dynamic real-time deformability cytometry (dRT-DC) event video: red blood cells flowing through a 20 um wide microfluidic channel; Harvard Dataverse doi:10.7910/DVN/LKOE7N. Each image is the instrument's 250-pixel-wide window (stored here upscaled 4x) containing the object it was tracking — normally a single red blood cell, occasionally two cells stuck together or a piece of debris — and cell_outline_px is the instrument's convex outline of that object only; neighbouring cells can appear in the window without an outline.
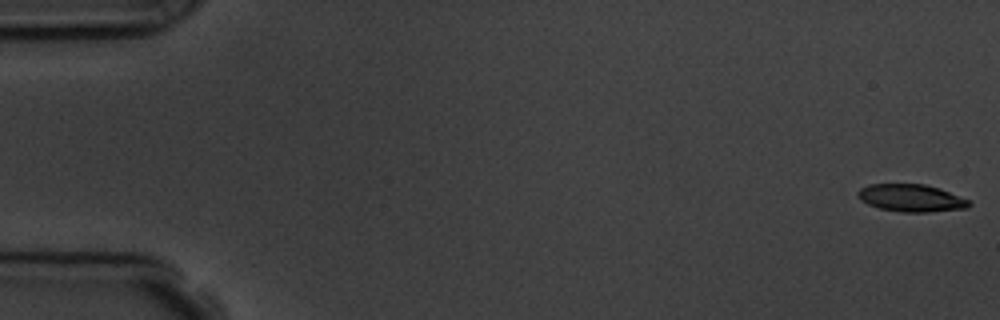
{"species": "common noctule bat (a hibernating species)", "species_latin": "Nyctalus noctula", "temperature_condition": "room temperature", "stored_images_in_passage": 7, "camera_frame_rate_fps": 3000, "um_per_image_px": 0.085, "animal": {"sex": "male", "body_mass_g": 19.5, "forearm_length_mm": 54.6}, "frame": {"image": 1, "passage_image": 1, "time_ms": 0.0, "image_size_px": [1000, 320], "cell_outline_px": [[972, 204], [968, 208], [928, 212], [900, 212], [880, 208], [868, 204], [860, 200], [856, 192], [860, 188], [868, 184], [924, 184], [940, 188], [968, 200]], "centroid_in_image_um": [77.43, 16.83], "position_along_channel_um": 7.6, "area_um2": 17.8}}
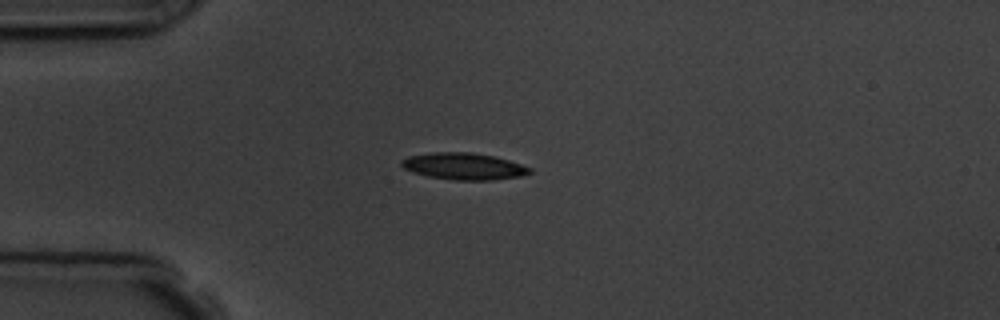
{"frame": {"image": 2, "passage_image": 5, "time_ms": 4.333, "image_size_px": [1000, 320], "cell_outline_px": [[532, 172], [520, 176], [492, 180], [456, 180], [428, 176], [404, 168], [400, 164], [400, 160], [408, 156], [432, 152], [472, 152], [496, 156], [532, 168]], "centroid_in_image_um": [39.43, 14.12], "position_along_channel_um": 45.6, "area_um2": 19.94}}
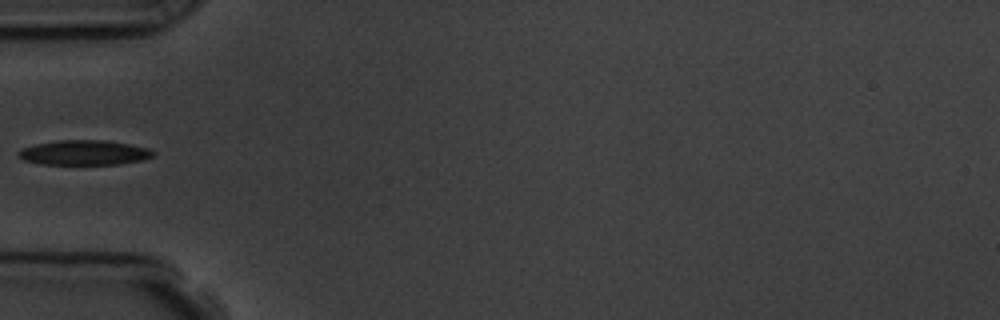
{"frame": {"image": 3, "passage_image": 6, "time_ms": 5.667, "image_size_px": [1000, 320], "cell_outline_px": [[156, 152], [152, 156], [144, 160], [120, 164], [40, 164], [24, 160], [16, 156], [16, 152], [20, 148], [36, 144], [56, 140], [104, 140], [128, 144], [148, 148]], "centroid_in_image_um": [7.11, 12.97], "position_along_channel_um": 77.9, "area_um2": 19.65}}